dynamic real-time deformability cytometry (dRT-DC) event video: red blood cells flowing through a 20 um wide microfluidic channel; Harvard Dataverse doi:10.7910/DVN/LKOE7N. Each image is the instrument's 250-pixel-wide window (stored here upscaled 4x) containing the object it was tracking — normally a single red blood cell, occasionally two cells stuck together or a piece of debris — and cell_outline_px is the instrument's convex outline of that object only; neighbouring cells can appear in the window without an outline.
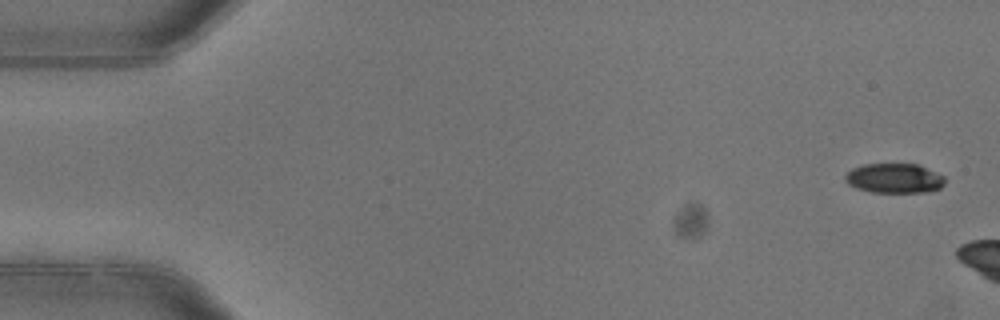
{"species": "common noctule bat (a hibernating species)", "species_latin": "Nyctalus noctula", "temperature_condition": "warm", "stored_images_in_passage": 3, "camera_frame_rate_fps": 3000, "um_per_image_px": 0.085, "animal": {"sex": "female"}, "frame": {"image": 1, "passage_image": 1, "time_ms": 0.0, "image_size_px": [1000, 320], "cell_outline_px": [[944, 184], [940, 188], [928, 192], [872, 192], [856, 188], [848, 184], [844, 180], [844, 176], [852, 168], [864, 164], [920, 164], [944, 176]], "centroid_in_image_um": [76.01, 15.15], "position_along_channel_um": 9.0, "area_um2": 17.34}}